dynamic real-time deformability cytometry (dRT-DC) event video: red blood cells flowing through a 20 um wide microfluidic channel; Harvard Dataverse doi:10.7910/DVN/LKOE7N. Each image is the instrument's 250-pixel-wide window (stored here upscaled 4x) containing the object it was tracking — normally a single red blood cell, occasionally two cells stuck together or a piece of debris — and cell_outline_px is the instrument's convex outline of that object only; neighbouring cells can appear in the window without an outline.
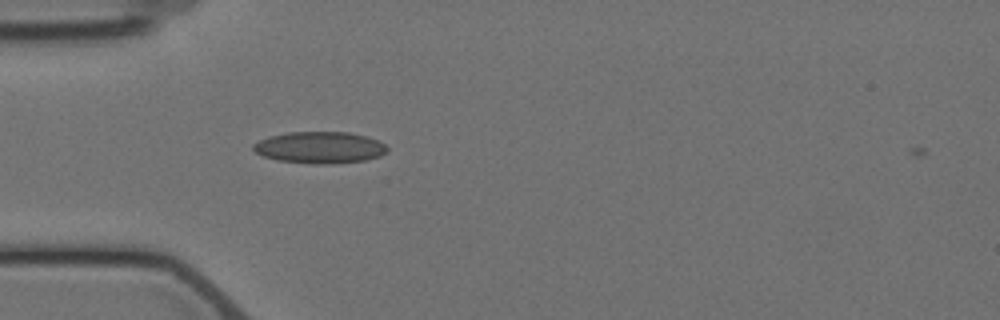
{"species": "Egyptian fruit bat (a non-hibernating species)", "species_latin": "Rousettus aegyptiacus", "temperature_condition": "cold", "stored_images_in_passage": 2, "camera_frame_rate_fps": 3000, "um_per_image_px": 0.085, "animal": {"sex": "female"}, "frame": {"image": 1, "passage_image": 1, "time_ms": 0.0, "image_size_px": [1000, 320], "cell_outline_px": [[388, 152], [380, 156], [364, 160], [328, 164], [316, 164], [276, 160], [264, 156], [256, 152], [252, 148], [252, 144], [268, 136], [288, 132], [348, 132], [368, 136], [380, 140], [388, 148]], "centroid_in_image_um": [27.2, 12.53], "position_along_channel_um": 57.8, "area_um2": 24.85}}